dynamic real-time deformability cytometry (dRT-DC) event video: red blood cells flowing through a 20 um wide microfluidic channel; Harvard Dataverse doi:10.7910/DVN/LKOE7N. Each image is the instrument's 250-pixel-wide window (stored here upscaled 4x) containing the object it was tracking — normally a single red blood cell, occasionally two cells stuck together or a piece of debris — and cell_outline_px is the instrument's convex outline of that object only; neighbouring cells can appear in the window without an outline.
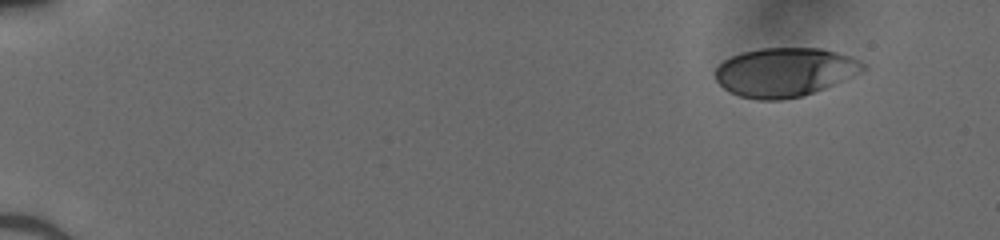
{"species": "human", "species_latin": "Homo sapiens", "temperature_condition": "cold", "stored_images_in_passage": 40, "camera_frame_rate_fps": 3000, "um_per_image_px": 0.085, "donor": {"sex": "male"}, "frame": {"image": 1, "passage_image": 1, "time_ms": 0.0, "image_size_px": [1000, 240], "cell_outline_px": [[868, 68], [852, 76], [824, 88], [800, 96], [780, 100], [756, 100], [740, 96], [724, 88], [716, 80], [716, 68], [724, 60], [732, 56], [744, 52], [760, 48], [820, 48], [852, 56], [868, 64]], "centroid_in_image_um": [66.73, 6.12], "position_along_channel_um": 18.3, "area_um2": 41.91}}
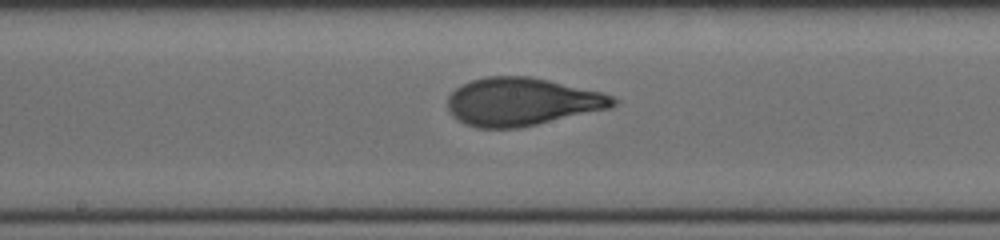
{"frame": {"image": 2, "passage_image": 22, "time_ms": 7.0, "image_size_px": [1000, 240], "cell_outline_px": [[620, 100], [612, 108], [520, 128], [476, 128], [464, 124], [452, 116], [448, 108], [448, 96], [460, 84], [484, 76], [528, 76], [548, 80], [604, 92]], "centroid_in_image_um": [44.38, 8.65], "position_along_channel_um": 203.8, "area_um2": 46.7}}
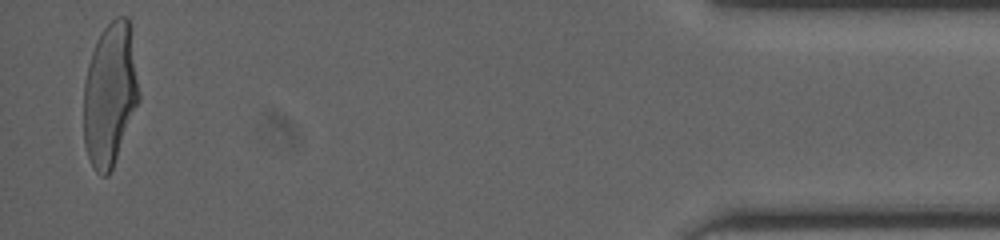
{"frame": {"image": 3, "passage_image": 40, "time_ms": 13.0, "image_size_px": [1000, 240], "cell_outline_px": [[140, 100], [112, 168], [108, 176], [100, 176], [96, 172], [88, 156], [84, 144], [84, 80], [88, 64], [92, 52], [104, 28], [116, 16], [128, 16], [132, 28], [140, 96]], "centroid_in_image_um": [9.37, 8.0], "position_along_channel_um": 425.8, "area_um2": 46.36}}